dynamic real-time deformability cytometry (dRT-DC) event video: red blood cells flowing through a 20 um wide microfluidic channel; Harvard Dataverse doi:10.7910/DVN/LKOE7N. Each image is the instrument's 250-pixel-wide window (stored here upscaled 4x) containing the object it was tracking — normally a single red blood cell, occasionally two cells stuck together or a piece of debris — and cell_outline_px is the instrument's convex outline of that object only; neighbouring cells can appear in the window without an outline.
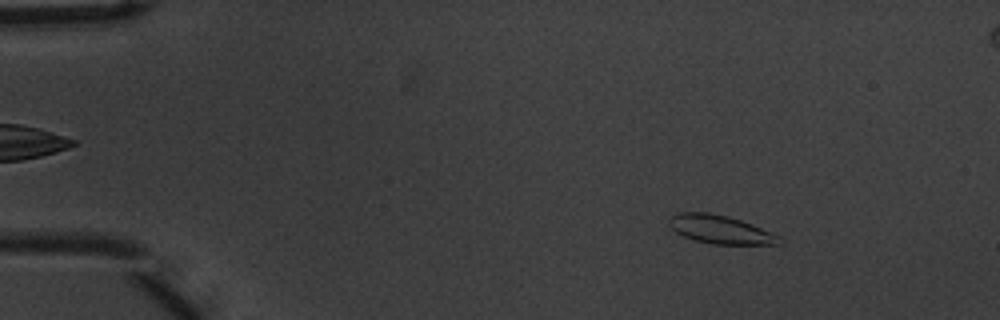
{"species": "common noctule bat (a hibernating species)", "species_latin": "Nyctalus noctula", "temperature_condition": "warm", "stored_images_in_passage": 56, "camera_frame_rate_fps": 3000, "um_per_image_px": 0.085, "animal": {"sex": "male", "body_mass_g": 20.1, "forearm_length_mm": 53.5}, "frame": {"image": 1, "passage_image": 8, "time_ms": 2.333, "image_size_px": [1000, 320], "cell_outline_px": [[784, 244], [712, 244], [696, 240], [684, 236], [676, 232], [668, 224], [668, 216], [676, 212], [708, 212], [728, 216], [752, 224], [780, 236]], "centroid_in_image_um": [61.2, 19.49], "position_along_channel_um": 23.8, "area_um2": 18.32}}
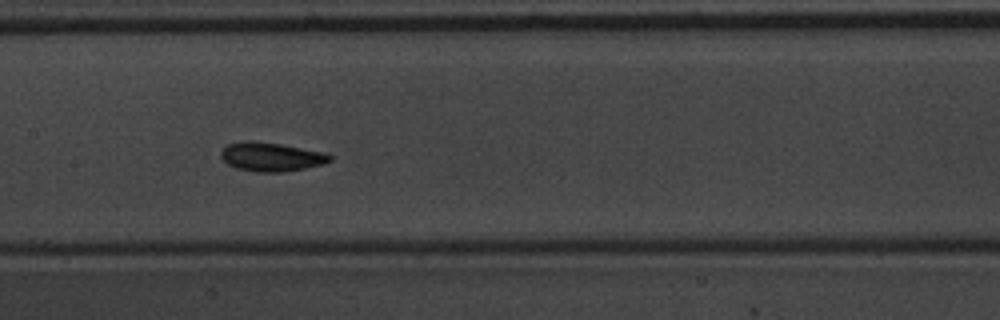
{"frame": {"image": 2, "passage_image": 28, "time_ms": 9.0, "image_size_px": [1000, 320], "cell_outline_px": [[332, 160], [324, 164], [284, 172], [256, 172], [236, 168], [228, 164], [220, 156], [220, 152], [228, 144], [244, 140], [256, 140], [280, 144], [324, 152], [332, 156]], "centroid_in_image_um": [23.04, 13.32], "position_along_channel_um": 184.4, "area_um2": 18.44}}
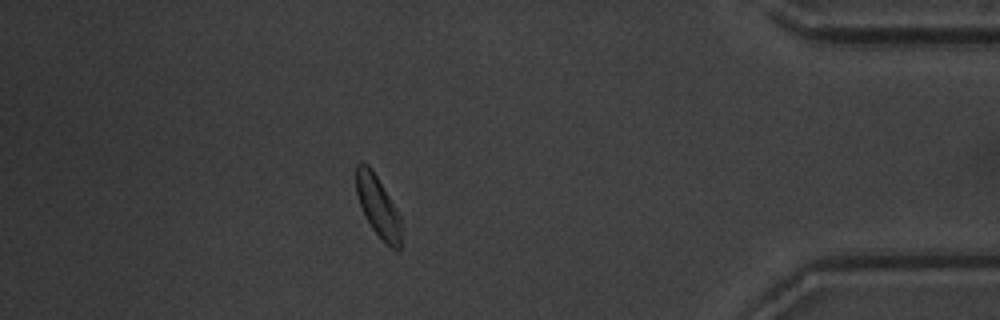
{"frame": {"image": 3, "passage_image": 49, "time_ms": 16.0, "image_size_px": [1000, 320], "cell_outline_px": [[400, 248], [396, 252], [384, 244], [372, 228], [360, 204], [356, 192], [356, 164], [360, 160], [368, 164], [372, 168], [396, 208], [400, 216]], "centroid_in_image_um": [32.12, 17.54], "position_along_channel_um": 403.1, "area_um2": 16.07}}